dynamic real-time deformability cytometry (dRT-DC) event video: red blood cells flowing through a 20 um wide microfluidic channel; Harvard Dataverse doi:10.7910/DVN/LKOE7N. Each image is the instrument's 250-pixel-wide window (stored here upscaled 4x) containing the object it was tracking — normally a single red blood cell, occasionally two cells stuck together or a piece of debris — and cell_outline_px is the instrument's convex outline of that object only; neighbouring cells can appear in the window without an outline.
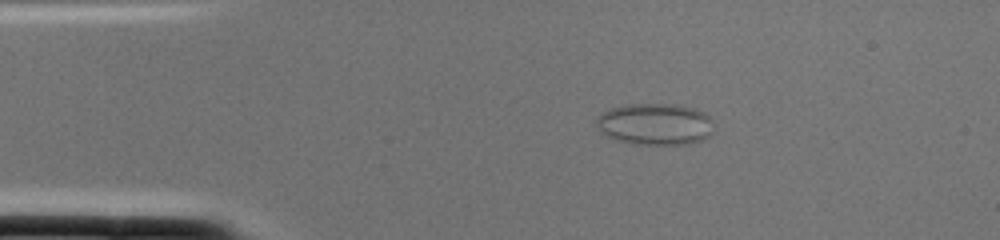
{"species": "common noctule bat (a hibernating species)", "species_latin": "Nyctalus noctula", "temperature_condition": "cold", "stored_images_in_passage": 1, "camera_frame_rate_fps": 3000, "um_per_image_px": 0.085, "animal": {"sex": "female", "body_mass_g": 22.0, "forearm_length_mm": 56.7}, "frame": {"image": 1, "passage_image": 1, "time_ms": 0.0, "image_size_px": [1000, 240], "cell_outline_px": [[712, 132], [704, 140], [688, 144], [636, 144], [616, 140], [600, 132], [596, 128], [596, 116], [612, 108], [624, 104], [676, 104], [692, 108], [704, 112], [712, 120]], "centroid_in_image_um": [55.67, 10.55], "position_along_channel_um": 29.3, "area_um2": 28.67}}